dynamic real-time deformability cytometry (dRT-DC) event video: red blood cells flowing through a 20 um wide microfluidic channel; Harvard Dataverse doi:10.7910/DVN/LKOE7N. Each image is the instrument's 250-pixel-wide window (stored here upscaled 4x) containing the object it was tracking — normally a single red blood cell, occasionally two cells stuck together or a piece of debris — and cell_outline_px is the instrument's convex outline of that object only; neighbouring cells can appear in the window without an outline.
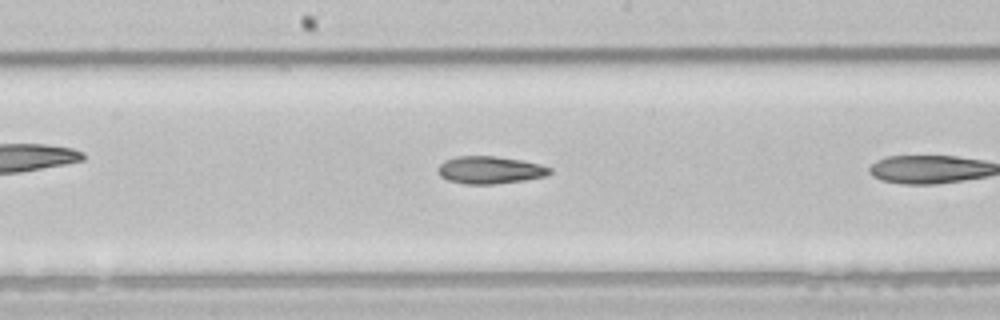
{"species": "common noctule bat (a hibernating species)", "species_latin": "Nyctalus noctula", "temperature_condition": "room temperature", "stored_images_in_passage": 9, "camera_frame_rate_fps": 3000, "um_per_image_px": 0.085, "animal": {"sex": "male", "body_mass_g": 21.5, "forearm_length_mm": 52.0}, "frame": {"image": 1, "passage_image": 8, "time_ms": 2.333, "image_size_px": [1000, 320], "cell_outline_px": [[552, 172], [544, 176], [524, 180], [492, 184], [464, 184], [448, 180], [440, 176], [440, 164], [444, 160], [456, 156], [496, 156], [520, 160], [540, 164], [552, 168]], "centroid_in_image_um": [41.65, 14.44], "position_along_channel_um": 206.5, "area_um2": 17.74}}